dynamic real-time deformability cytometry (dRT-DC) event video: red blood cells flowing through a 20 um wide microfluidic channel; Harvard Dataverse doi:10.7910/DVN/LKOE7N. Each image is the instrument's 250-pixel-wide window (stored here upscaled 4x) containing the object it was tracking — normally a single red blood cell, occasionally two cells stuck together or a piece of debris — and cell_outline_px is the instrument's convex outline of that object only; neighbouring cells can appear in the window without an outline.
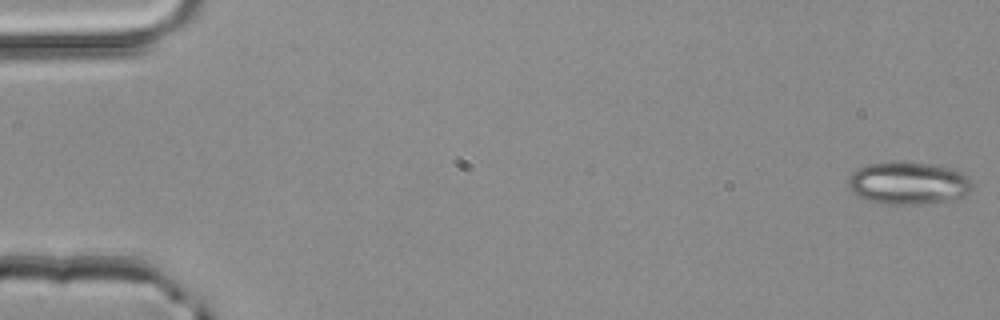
{"species": "common noctule bat (a hibernating species)", "species_latin": "Nyctalus noctula", "temperature_condition": "room temperature", "stored_images_in_passage": 4, "camera_frame_rate_fps": 3000, "um_per_image_px": 0.085, "animal": {"sex": "male", "body_mass_g": 20.4}, "frame": {"image": 1, "passage_image": 1, "time_ms": 0.0, "image_size_px": [1000, 320], "cell_outline_px": [[976, 188], [972, 192], [964, 196], [952, 200], [920, 204], [880, 204], [856, 196], [848, 188], [848, 176], [852, 172], [868, 164], [892, 160], [900, 160], [928, 164], [952, 168], [968, 176]], "centroid_in_image_um": [77.22, 15.56], "position_along_channel_um": 7.8, "area_um2": 31.56}}